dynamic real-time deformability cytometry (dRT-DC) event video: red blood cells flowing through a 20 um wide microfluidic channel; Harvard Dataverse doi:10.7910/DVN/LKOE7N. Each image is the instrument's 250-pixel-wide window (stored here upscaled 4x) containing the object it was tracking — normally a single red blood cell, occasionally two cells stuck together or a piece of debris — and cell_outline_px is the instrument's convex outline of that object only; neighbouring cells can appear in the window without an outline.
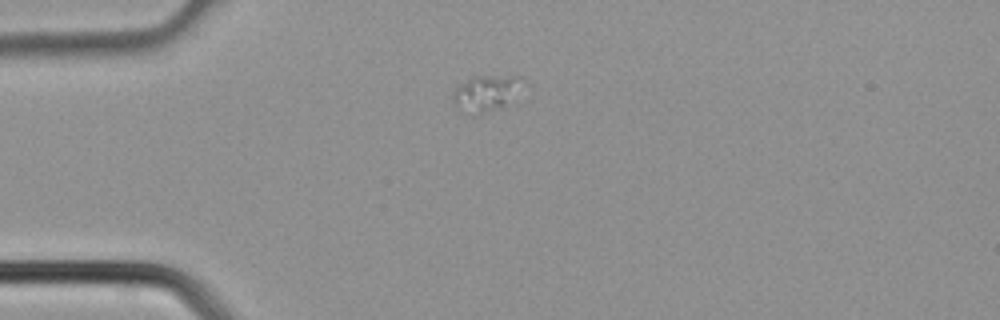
{"species": "common noctule bat (a hibernating species)", "species_latin": "Nyctalus noctula", "temperature_condition": "cold", "stored_images_in_passage": 1, "camera_frame_rate_fps": 3000, "um_per_image_px": 0.085, "animal": {"sex": "male", "body_mass_g": 21.5, "forearm_length_mm": 52.0}, "frame": {"image": 1, "passage_image": 1, "time_ms": 0.0, "image_size_px": [1000, 320], "cell_outline_px": [[520, 104], [476, 116], [472, 116], [456, 108], [452, 100], [452, 92], [460, 84], [476, 76], [520, 76]], "centroid_in_image_um": [41.4, 8.02], "position_along_channel_um": 43.6, "area_um2": 15.78}}